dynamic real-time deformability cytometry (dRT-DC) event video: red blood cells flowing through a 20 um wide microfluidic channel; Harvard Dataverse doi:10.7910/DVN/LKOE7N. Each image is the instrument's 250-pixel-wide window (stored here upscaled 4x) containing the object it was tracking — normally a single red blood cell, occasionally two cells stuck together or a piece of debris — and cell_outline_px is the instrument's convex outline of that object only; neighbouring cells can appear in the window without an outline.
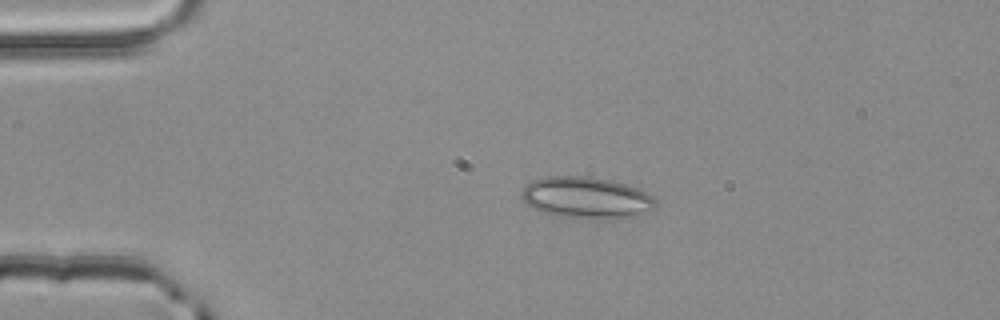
{"species": "common noctule bat (a hibernating species)", "species_latin": "Nyctalus noctula", "temperature_condition": "room temperature", "stored_images_in_passage": 3, "camera_frame_rate_fps": 3000, "um_per_image_px": 0.085, "animal": {"sex": "male", "body_mass_g": 20.4}, "frame": {"image": 1, "passage_image": 2, "time_ms": 0.333, "image_size_px": [1000, 320], "cell_outline_px": [[656, 208], [652, 212], [632, 220], [588, 220], [560, 216], [540, 212], [532, 208], [520, 196], [524, 184], [532, 180], [548, 176], [588, 176], [612, 180], [640, 188], [648, 192], [656, 200]], "centroid_in_image_um": [49.95, 16.85], "position_along_channel_um": 35.1, "area_um2": 34.04}}